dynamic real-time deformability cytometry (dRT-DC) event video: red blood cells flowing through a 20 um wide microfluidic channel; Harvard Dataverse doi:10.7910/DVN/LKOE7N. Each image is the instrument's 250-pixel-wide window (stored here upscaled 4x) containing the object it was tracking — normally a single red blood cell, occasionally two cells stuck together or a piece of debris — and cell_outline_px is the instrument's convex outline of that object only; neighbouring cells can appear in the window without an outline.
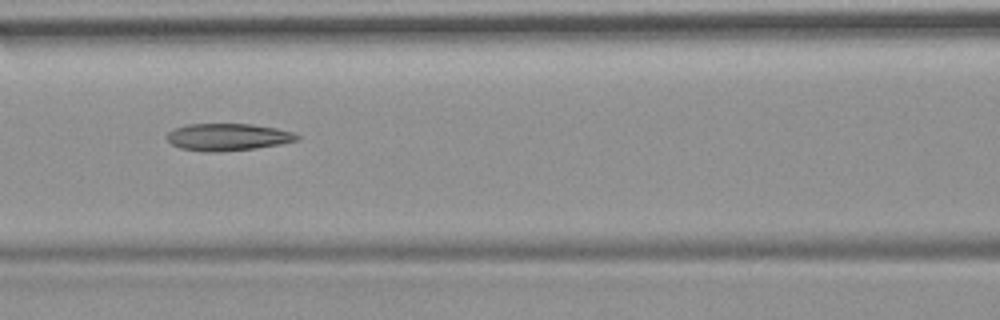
{"species": "common noctule bat (a hibernating species)", "species_latin": "Nyctalus noctula", "temperature_condition": "room temperature", "stored_images_in_passage": 7, "camera_frame_rate_fps": 3000, "um_per_image_px": 0.085, "animal": {"sex": "female", "body_mass_g": 19.9}, "frame": {"image": 1, "passage_image": 3, "time_ms": 2.333, "image_size_px": [1000, 320], "cell_outline_px": [[300, 140], [280, 144], [256, 148], [220, 152], [208, 152], [180, 148], [172, 144], [168, 140], [168, 132], [176, 128], [188, 124], [252, 124], [276, 128], [292, 132], [300, 136]], "centroid_in_image_um": [19.4, 11.65], "position_along_channel_um": 147.2, "area_um2": 20.52}}
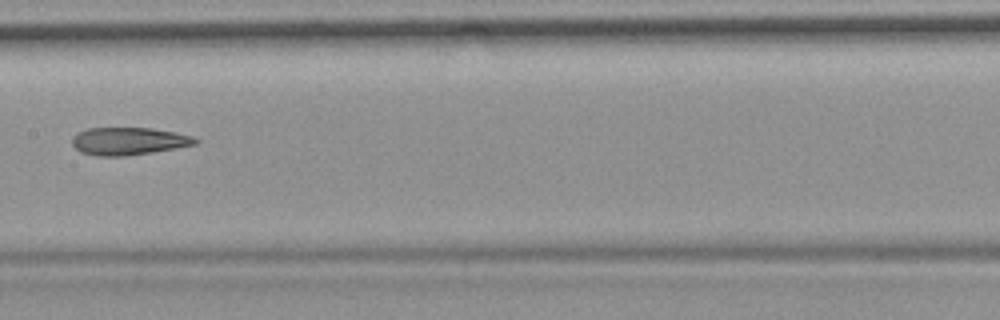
{"frame": {"image": 2, "passage_image": 4, "time_ms": 3.667, "image_size_px": [1000, 320], "cell_outline_px": [[200, 140], [196, 144], [176, 148], [152, 152], [124, 156], [96, 156], [80, 152], [72, 144], [72, 136], [88, 128], [152, 128], [176, 132], [192, 136]], "centroid_in_image_um": [10.94, 12.0], "position_along_channel_um": 196.5, "area_um2": 19.83}}